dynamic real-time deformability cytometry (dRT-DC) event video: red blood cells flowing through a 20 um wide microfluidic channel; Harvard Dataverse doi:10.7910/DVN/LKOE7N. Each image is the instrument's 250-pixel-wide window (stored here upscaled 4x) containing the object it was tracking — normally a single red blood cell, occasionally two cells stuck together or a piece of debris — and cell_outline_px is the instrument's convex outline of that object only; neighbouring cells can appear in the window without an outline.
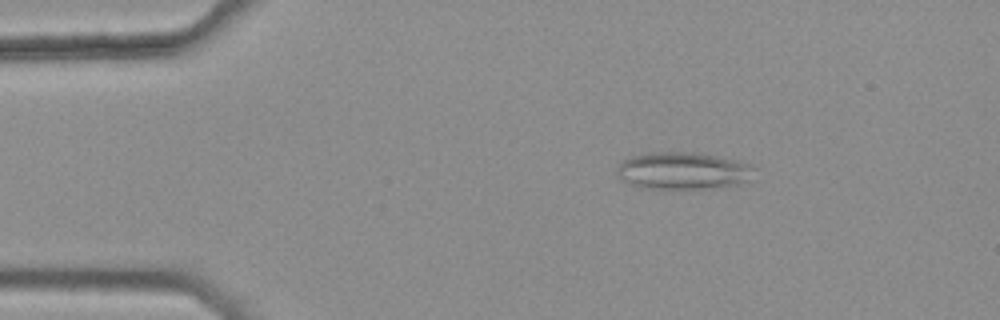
{"species": "common noctule bat (a hibernating species)", "species_latin": "Nyctalus noctula", "temperature_condition": "warm", "stored_images_in_passage": 41, "camera_frame_rate_fps": 3000, "um_per_image_px": 0.085, "animal": {"sex": "female", "body_mass_g": 25.1}, "frame": {"image": 1, "passage_image": 4, "time_ms": 1.0, "image_size_px": [1000, 320], "cell_outline_px": [[756, 180], [740, 184], [708, 188], [644, 188], [628, 184], [620, 180], [616, 172], [616, 168], [620, 160], [632, 156], [648, 152], [692, 152], [716, 156], [736, 160], [752, 164], [756, 168]], "centroid_in_image_um": [58.09, 14.51], "position_along_channel_um": 26.9, "area_um2": 30.46}}
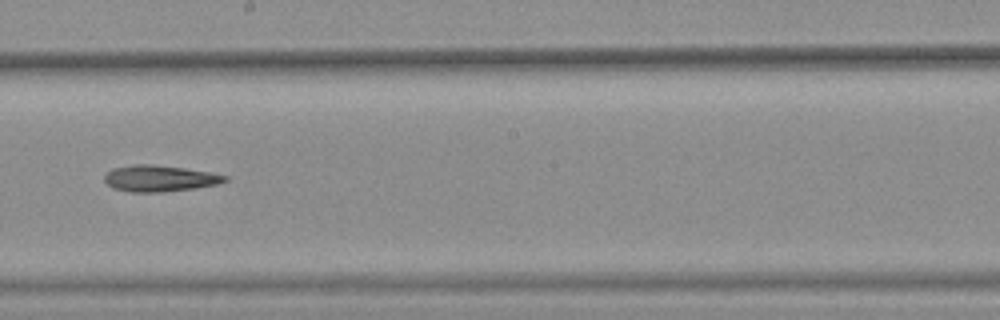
{"frame": {"image": 2, "passage_image": 25, "time_ms": 8.0, "image_size_px": [1000, 320], "cell_outline_px": [[228, 180], [216, 184], [196, 188], [160, 192], [128, 192], [112, 188], [104, 180], [104, 176], [112, 168], [132, 164], [152, 164], [184, 168], [208, 172], [228, 176]], "centroid_in_image_um": [13.53, 15.16], "position_along_channel_um": 234.7, "area_um2": 18.44}}
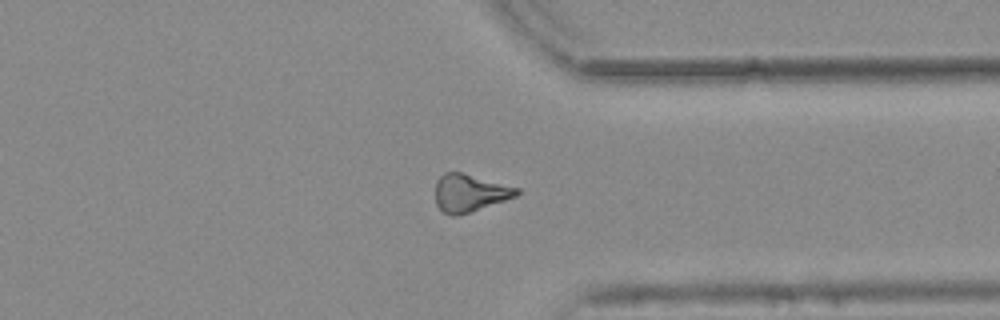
{"frame": {"image": 3, "passage_image": 36, "time_ms": 11.667, "image_size_px": [1000, 320], "cell_outline_px": [[520, 192], [516, 196], [472, 212], [460, 216], [452, 216], [444, 212], [436, 204], [436, 180], [444, 172], [460, 172], [520, 188]], "centroid_in_image_um": [39.92, 16.41], "position_along_channel_um": 371.5, "area_um2": 17.8}}